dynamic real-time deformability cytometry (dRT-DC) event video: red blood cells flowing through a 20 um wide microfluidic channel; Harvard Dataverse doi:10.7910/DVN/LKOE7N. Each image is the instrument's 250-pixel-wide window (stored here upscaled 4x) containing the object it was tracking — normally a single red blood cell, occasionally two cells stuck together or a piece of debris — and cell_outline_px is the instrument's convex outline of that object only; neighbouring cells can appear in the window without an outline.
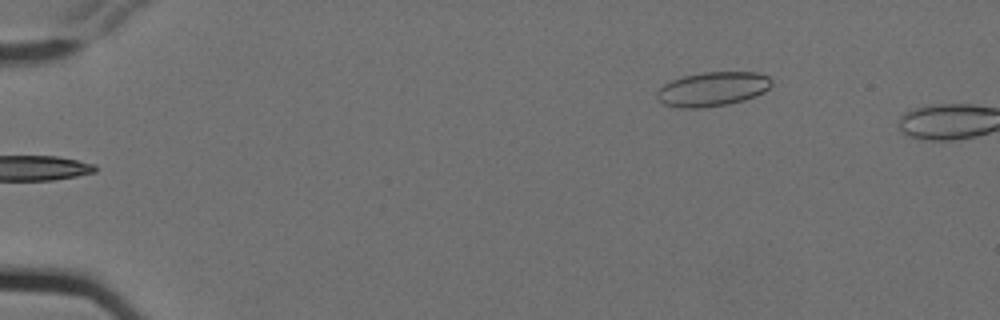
{"species": "Egyptian fruit bat (a non-hibernating species)", "species_latin": "Rousettus aegyptiacus", "temperature_condition": "cold", "stored_images_in_passage": 2, "camera_frame_rate_fps": 3000, "um_per_image_px": 0.085, "animal": {"sex": "female"}, "frame": {"image": 1, "passage_image": 2, "time_ms": 0.333, "image_size_px": [1000, 320], "cell_outline_px": [[772, 84], [764, 92], [756, 96], [744, 100], [728, 104], [704, 108], [680, 108], [664, 104], [656, 96], [656, 92], [664, 84], [672, 80], [684, 76], [700, 72], [756, 72], [768, 76], [772, 80]], "centroid_in_image_um": [60.58, 7.57], "position_along_channel_um": 24.4, "area_um2": 23.0}}